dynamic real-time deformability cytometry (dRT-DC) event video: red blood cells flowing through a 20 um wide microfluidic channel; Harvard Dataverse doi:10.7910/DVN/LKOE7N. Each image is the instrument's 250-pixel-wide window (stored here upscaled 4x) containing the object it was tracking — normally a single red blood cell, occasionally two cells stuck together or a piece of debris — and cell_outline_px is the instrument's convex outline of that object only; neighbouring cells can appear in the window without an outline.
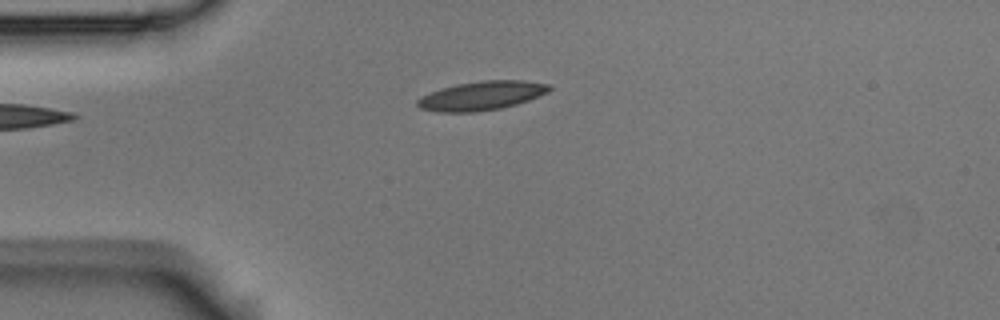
{"species": "Egyptian fruit bat (a non-hibernating species)", "species_latin": "Rousettus aegyptiacus", "temperature_condition": "room temperature", "stored_images_in_passage": 2, "camera_frame_rate_fps": 3000, "um_per_image_px": 0.085, "animal": {"sex": "male"}, "frame": {"image": 1, "passage_image": 2, "time_ms": 0.333, "image_size_px": [1000, 320], "cell_outline_px": [[552, 88], [548, 92], [540, 96], [516, 104], [500, 108], [476, 112], [440, 112], [420, 108], [416, 104], [416, 100], [440, 88], [456, 84], [484, 80], [524, 80], [552, 84]], "centroid_in_image_um": [40.98, 8.12], "position_along_channel_um": 44.0, "area_um2": 22.25}}